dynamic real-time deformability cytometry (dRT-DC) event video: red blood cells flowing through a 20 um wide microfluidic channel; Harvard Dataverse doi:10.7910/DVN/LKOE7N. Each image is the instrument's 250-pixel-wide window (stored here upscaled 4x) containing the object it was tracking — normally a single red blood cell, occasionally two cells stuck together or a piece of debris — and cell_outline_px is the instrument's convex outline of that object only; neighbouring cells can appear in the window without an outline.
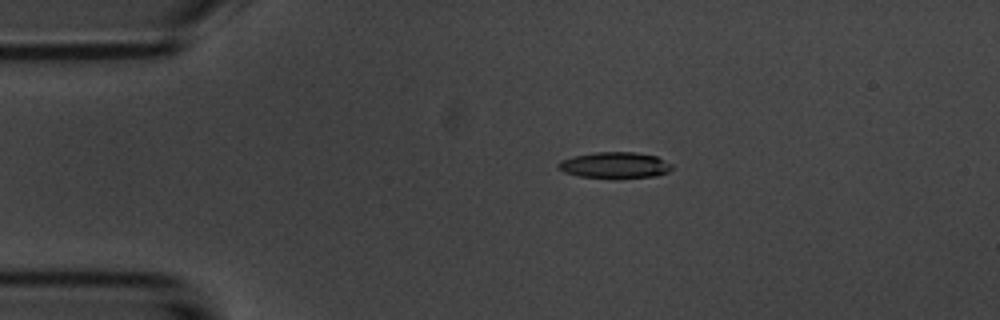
{"species": "common noctule bat (a hibernating species)", "species_latin": "Nyctalus noctula", "temperature_condition": "room temperature", "stored_images_in_passage": 6, "camera_frame_rate_fps": 3000, "um_per_image_px": 0.085, "animal": {"sex": "male", "body_mass_g": 20.1, "forearm_length_mm": 53.5}, "frame": {"image": 1, "passage_image": 3, "time_ms": 2.333, "image_size_px": [1000, 320], "cell_outline_px": [[672, 168], [668, 172], [656, 176], [616, 180], [580, 176], [564, 172], [556, 168], [556, 164], [560, 160], [572, 156], [596, 152], [636, 152], [656, 156], [672, 164]], "centroid_in_image_um": [52.24, 14.06], "position_along_channel_um": 32.8, "area_um2": 17.92}}
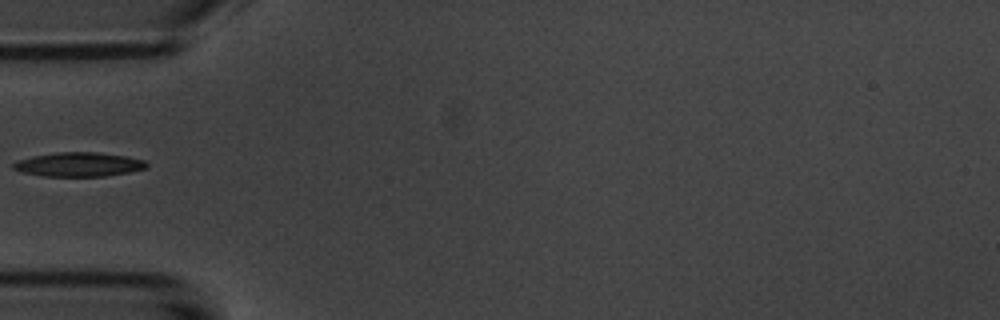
{"frame": {"image": 2, "passage_image": 5, "time_ms": 4.667, "image_size_px": [1000, 320], "cell_outline_px": [[148, 168], [128, 172], [104, 176], [44, 176], [20, 172], [12, 168], [12, 164], [20, 160], [32, 156], [56, 152], [96, 152], [124, 156], [144, 160], [148, 164]], "centroid_in_image_um": [6.68, 13.98], "position_along_channel_um": 78.3, "area_um2": 18.67}}